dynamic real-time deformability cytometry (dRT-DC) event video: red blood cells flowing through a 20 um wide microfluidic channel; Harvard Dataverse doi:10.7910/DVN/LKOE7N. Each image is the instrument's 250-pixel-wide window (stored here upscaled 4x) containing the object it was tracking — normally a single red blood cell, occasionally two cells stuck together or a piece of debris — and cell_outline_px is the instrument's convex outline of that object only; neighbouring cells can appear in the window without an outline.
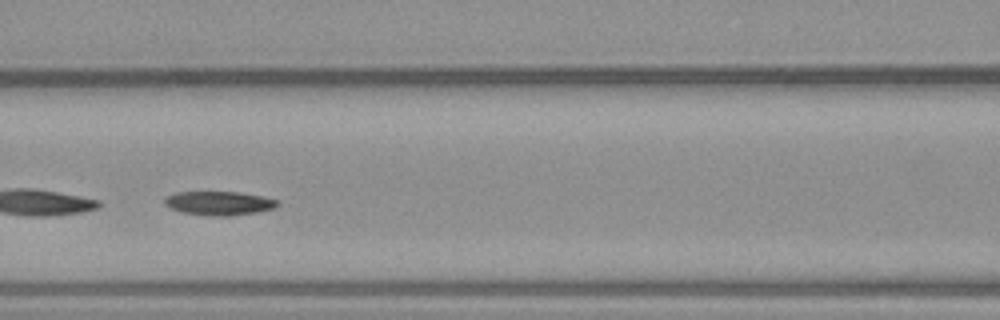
{"species": "common noctule bat (a hibernating species)", "species_latin": "Nyctalus noctula", "temperature_condition": "warm", "stored_images_in_passage": 50, "segment_of_instrument_passage": [2, 2], "camera_frame_rate_fps": 3000, "um_per_image_px": 0.085, "animal": {"sex": "male", "body_mass_g": 23.1, "forearm_length_mm": 52.7}, "frame": {"image": 1, "passage_image": 21, "time_ms": 6.667, "image_size_px": [1000, 320], "cell_outline_px": [[280, 204], [276, 208], [260, 212], [232, 216], [204, 216], [180, 212], [164, 204], [164, 200], [168, 196], [176, 192], [240, 192], [264, 196], [280, 200]], "centroid_in_image_um": [18.7, 17.28], "position_along_channel_um": 147.9, "area_um2": 16.13}}
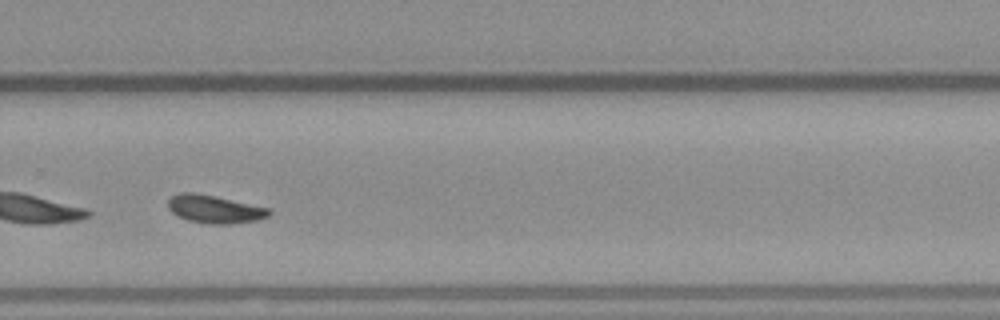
{"frame": {"image": 2, "passage_image": 34, "time_ms": 11.0, "image_size_px": [1000, 320], "cell_outline_px": [[272, 212], [268, 216], [260, 220], [228, 224], [208, 224], [188, 220], [176, 216], [168, 208], [168, 200], [172, 196], [180, 192], [192, 192], [216, 196], [268, 208]], "centroid_in_image_um": [18.22, 17.78], "position_along_channel_um": 311.6, "area_um2": 16.53}}